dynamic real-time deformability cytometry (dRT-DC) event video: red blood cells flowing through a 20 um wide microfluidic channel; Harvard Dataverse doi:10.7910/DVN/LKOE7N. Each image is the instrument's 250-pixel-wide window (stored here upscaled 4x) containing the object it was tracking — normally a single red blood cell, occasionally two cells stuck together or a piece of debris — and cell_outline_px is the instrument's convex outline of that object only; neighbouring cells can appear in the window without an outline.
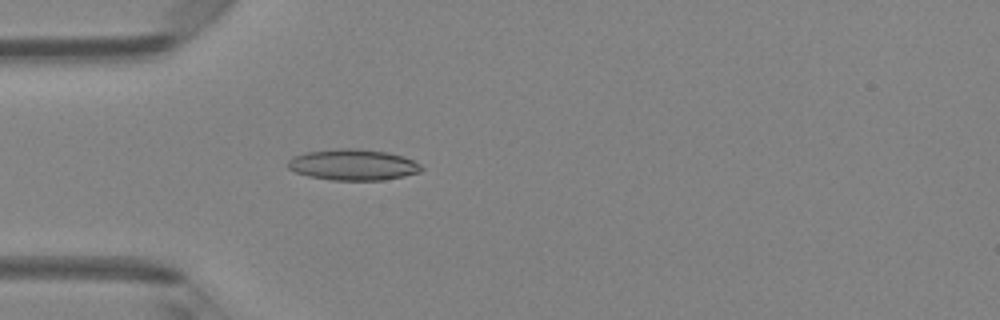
{"species": "Egyptian fruit bat (a non-hibernating species)", "species_latin": "Rousettus aegyptiacus", "temperature_condition": "room temperature", "stored_images_in_passage": 48, "camera_frame_rate_fps": 3000, "um_per_image_px": 0.085, "animal": {"sex": "female"}, "frame": {"image": 1, "passage_image": 14, "time_ms": 4.333, "image_size_px": [1000, 320], "cell_outline_px": [[424, 168], [420, 172], [404, 176], [384, 180], [332, 180], [308, 176], [296, 172], [288, 168], [288, 160], [292, 156], [304, 152], [332, 148], [360, 148], [388, 152], [404, 156], [420, 164]], "centroid_in_image_um": [30.0, 13.99], "position_along_channel_um": 55.0, "area_um2": 24.51}}
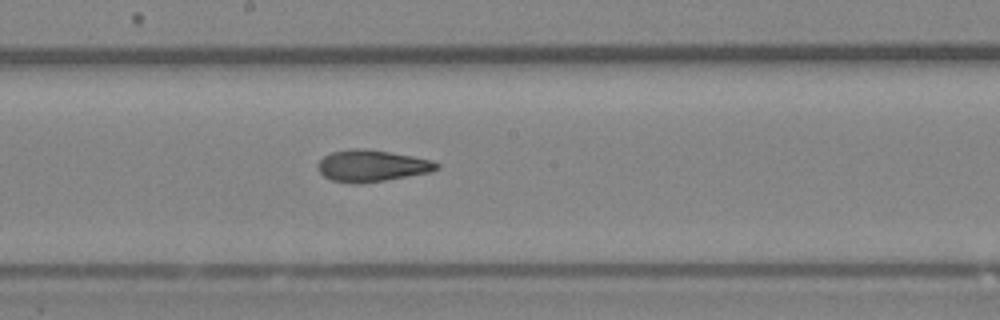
{"frame": {"image": 2, "passage_image": 26, "time_ms": 8.333, "image_size_px": [1000, 320], "cell_outline_px": [[440, 168], [428, 172], [408, 176], [360, 184], [352, 184], [332, 180], [324, 176], [320, 172], [316, 164], [324, 156], [332, 152], [352, 148], [364, 148], [412, 156], [432, 160], [440, 164]], "centroid_in_image_um": [31.58, 14.09], "position_along_channel_um": 216.6, "area_um2": 21.85}}
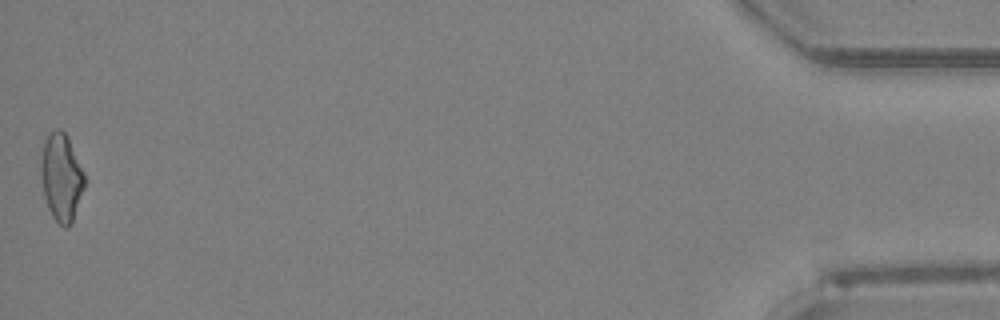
{"frame": {"image": 3, "passage_image": 48, "time_ms": 15.667, "image_size_px": [1000, 320], "cell_outline_px": [[84, 188], [72, 220], [68, 228], [64, 228], [52, 216], [48, 208], [44, 196], [40, 172], [40, 160], [44, 140], [48, 132], [56, 128], [60, 128], [64, 132], [84, 172]], "centroid_in_image_um": [5.18, 15.05], "position_along_channel_um": 430.0, "area_um2": 22.08}, "authors_computed_cell_mechanics": {"area_um2": 22.1085, "velocity_mm_per_s": 4.203, "shape_relaxation_time_tau1_ms": 7.2759, "shape_relaxation_time_tau2_ms": 2.2345, "deformation_change_tau1": 0.1911, "deformation_change_tau2": 0.1016}}